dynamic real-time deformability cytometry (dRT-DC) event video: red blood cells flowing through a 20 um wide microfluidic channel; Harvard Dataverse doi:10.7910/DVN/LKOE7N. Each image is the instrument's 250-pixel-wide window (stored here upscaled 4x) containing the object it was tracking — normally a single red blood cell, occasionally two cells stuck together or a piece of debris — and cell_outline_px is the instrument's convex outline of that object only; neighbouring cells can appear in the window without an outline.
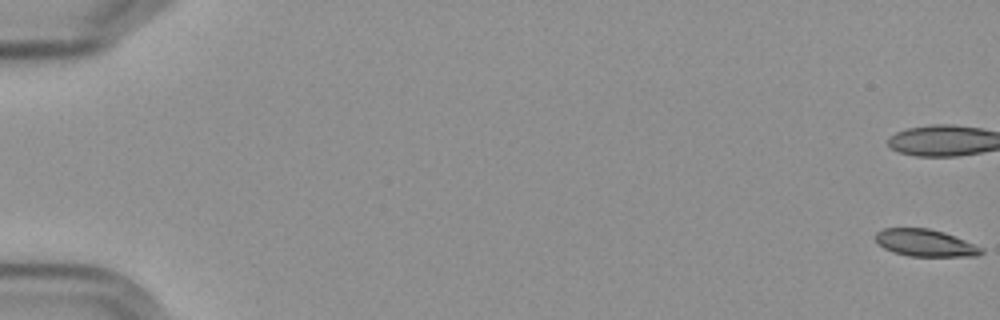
{"species": "Egyptian fruit bat (a non-hibernating species)", "species_latin": "Rousettus aegyptiacus", "temperature_condition": "cold", "stored_images_in_passage": 20, "camera_frame_rate_fps": 3000, "um_per_image_px": 0.085, "frame": {"image": 1, "passage_image": 1, "time_ms": 0.0, "image_size_px": [1000, 320], "cell_outline_px": [[984, 252], [976, 256], [908, 256], [892, 252], [884, 248], [876, 240], [876, 232], [884, 228], [928, 228], [944, 232], [984, 248]], "centroid_in_image_um": [78.65, 20.65], "position_along_channel_um": 6.3, "area_um2": 16.65}}